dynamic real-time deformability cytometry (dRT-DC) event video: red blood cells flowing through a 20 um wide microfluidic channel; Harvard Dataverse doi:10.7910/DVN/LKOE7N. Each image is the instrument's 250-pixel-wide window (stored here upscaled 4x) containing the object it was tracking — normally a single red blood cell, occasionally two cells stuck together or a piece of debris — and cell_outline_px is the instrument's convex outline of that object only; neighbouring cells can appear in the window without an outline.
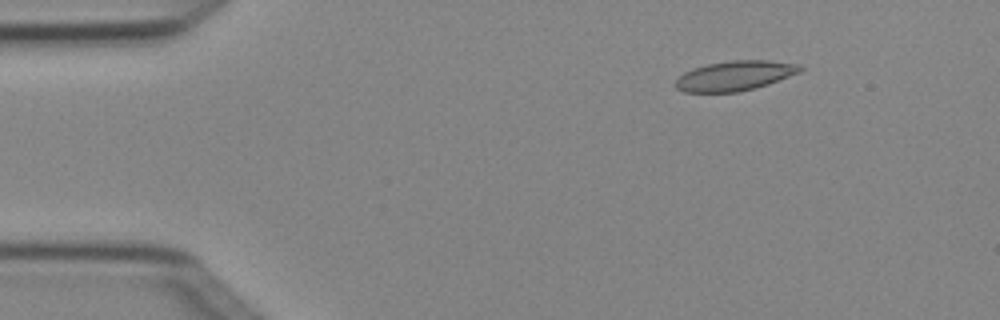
{"species": "Egyptian fruit bat (a non-hibernating species)", "species_latin": "Rousettus aegyptiacus", "temperature_condition": "cold", "stored_images_in_passage": 4, "camera_frame_rate_fps": 3000, "um_per_image_px": 0.085, "animal": {"sex": "female"}, "frame": {"image": 1, "passage_image": 2, "time_ms": 0.333, "image_size_px": [1000, 320], "cell_outline_px": [[804, 68], [800, 72], [768, 84], [740, 92], [684, 92], [676, 88], [676, 80], [684, 72], [692, 68], [708, 64], [732, 60], [772, 60], [800, 64]], "centroid_in_image_um": [62.48, 6.43], "position_along_channel_um": 22.5, "area_um2": 21.68}}